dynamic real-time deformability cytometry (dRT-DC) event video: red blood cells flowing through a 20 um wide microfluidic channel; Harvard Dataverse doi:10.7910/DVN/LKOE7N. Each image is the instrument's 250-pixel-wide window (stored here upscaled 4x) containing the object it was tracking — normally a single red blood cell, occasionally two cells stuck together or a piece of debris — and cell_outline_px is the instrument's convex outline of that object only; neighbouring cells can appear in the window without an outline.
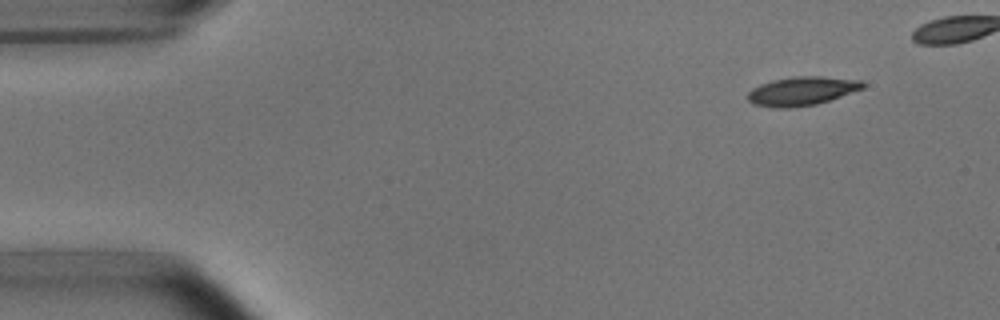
{"species": "common noctule bat (a hibernating species)", "species_latin": "Nyctalus noctula", "temperature_condition": "room temperature", "stored_images_in_passage": 3, "camera_frame_rate_fps": 3000, "um_per_image_px": 0.085, "animal": {"sex": "male", "body_mass_g": 15.6}, "frame": {"image": 1, "passage_image": 1, "time_ms": 0.0, "image_size_px": [1000, 320], "cell_outline_px": [[864, 88], [816, 104], [788, 108], [776, 108], [752, 104], [748, 100], [748, 92], [752, 88], [760, 84], [772, 80], [796, 76], [820, 76], [860, 80], [864, 84]], "centroid_in_image_um": [68.11, 7.74], "position_along_channel_um": 16.9, "area_um2": 19.13}}